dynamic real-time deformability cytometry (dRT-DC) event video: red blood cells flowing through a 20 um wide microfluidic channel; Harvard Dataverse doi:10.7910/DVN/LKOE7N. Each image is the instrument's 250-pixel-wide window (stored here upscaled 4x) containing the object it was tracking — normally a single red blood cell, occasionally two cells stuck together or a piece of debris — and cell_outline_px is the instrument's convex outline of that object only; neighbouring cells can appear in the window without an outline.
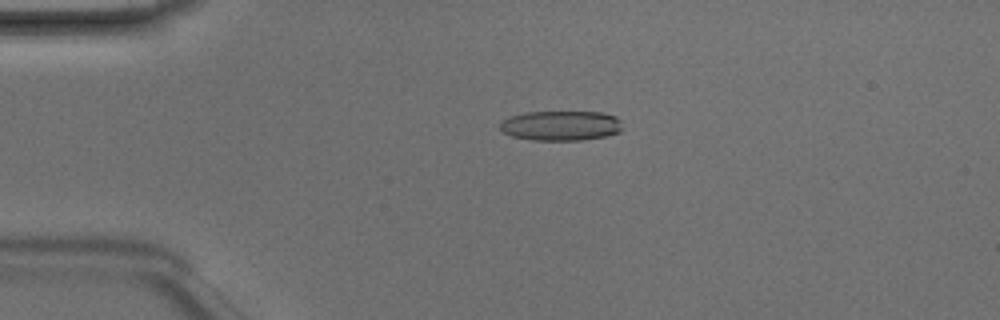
{"species": "Egyptian fruit bat (a non-hibernating species)", "species_latin": "Rousettus aegyptiacus", "temperature_condition": "room temperature", "stored_images_in_passage": 39, "camera_frame_rate_fps": 3000, "um_per_image_px": 0.085, "animal": {"sex": "male"}, "frame": {"image": 1, "passage_image": 2, "time_ms": 0.333, "image_size_px": [1000, 320], "cell_outline_px": [[620, 132], [604, 136], [580, 140], [532, 140], [512, 136], [504, 132], [500, 128], [500, 124], [504, 120], [512, 116], [524, 112], [600, 112], [616, 116], [620, 120]], "centroid_in_image_um": [47.67, 10.68], "position_along_channel_um": 37.3, "area_um2": 21.1}}
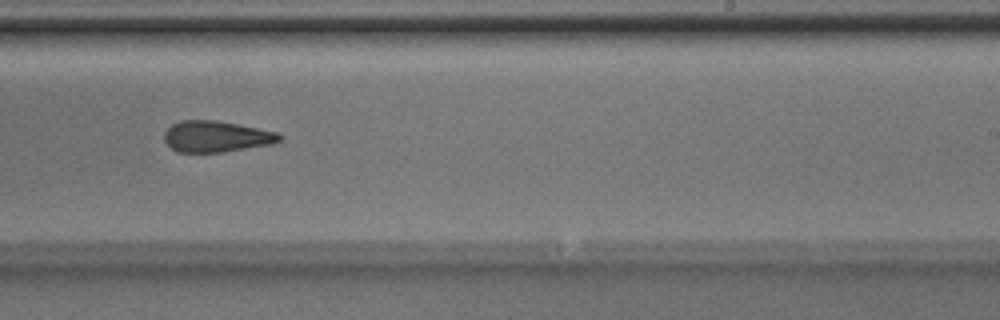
{"frame": {"image": 2, "passage_image": 21, "time_ms": 6.667, "image_size_px": [1000, 320], "cell_outline_px": [[284, 136], [280, 140], [272, 144], [220, 152], [176, 152], [164, 140], [164, 132], [172, 124], [180, 120], [216, 120], [276, 132]], "centroid_in_image_um": [18.35, 11.6], "position_along_channel_um": 270.6, "area_um2": 20.75}}
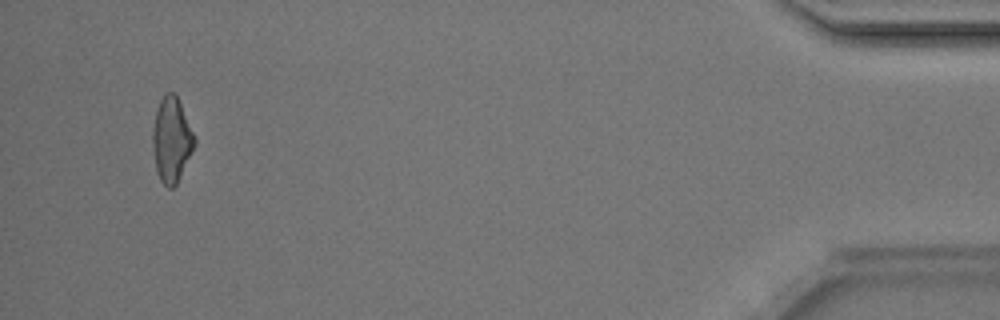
{"frame": {"image": 3, "passage_image": 37, "time_ms": 12.0, "image_size_px": [1000, 320], "cell_outline_px": [[196, 144], [176, 184], [172, 188], [168, 188], [160, 180], [156, 168], [152, 144], [152, 132], [156, 112], [160, 100], [168, 92], [172, 92], [176, 96], [180, 104], [196, 140]], "centroid_in_image_um": [14.57, 11.91], "position_along_channel_um": 420.6, "area_um2": 20.17}, "authors_computed_cell_mechanics": {"area_um2": 21.2704, "velocity_mm_per_s": 4.2389, "shape_relaxation_time_tau1_ms": 6.5416, "shape_relaxation_time_tau2_ms": 3.0512, "deformation_change_tau1": 0.175, "deformation_change_tau2": 0.1335}}